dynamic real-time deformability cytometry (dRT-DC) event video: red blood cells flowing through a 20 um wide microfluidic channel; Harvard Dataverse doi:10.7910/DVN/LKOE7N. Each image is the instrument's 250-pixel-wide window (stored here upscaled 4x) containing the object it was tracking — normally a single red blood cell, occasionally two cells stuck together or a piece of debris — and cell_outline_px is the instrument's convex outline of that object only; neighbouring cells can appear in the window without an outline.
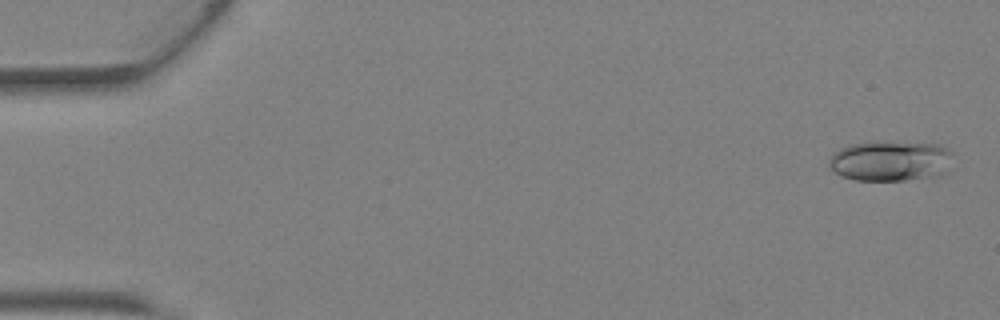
{"species": "Egyptian fruit bat (a non-hibernating species)", "species_latin": "Rousettus aegyptiacus", "temperature_condition": "warm", "stored_images_in_passage": 43, "camera_frame_rate_fps": 3000, "um_per_image_px": 0.085, "animal": {"sex": "female"}, "frame": {"image": 1, "passage_image": 2, "time_ms": 0.333, "image_size_px": [1000, 320], "cell_outline_px": [[952, 152], [948, 172], [940, 176], [904, 180], [856, 180], [840, 176], [828, 168], [828, 164], [832, 156], [840, 148], [852, 144], [940, 144]], "centroid_in_image_um": [75.71, 13.73], "position_along_channel_um": 9.3, "area_um2": 28.5}}
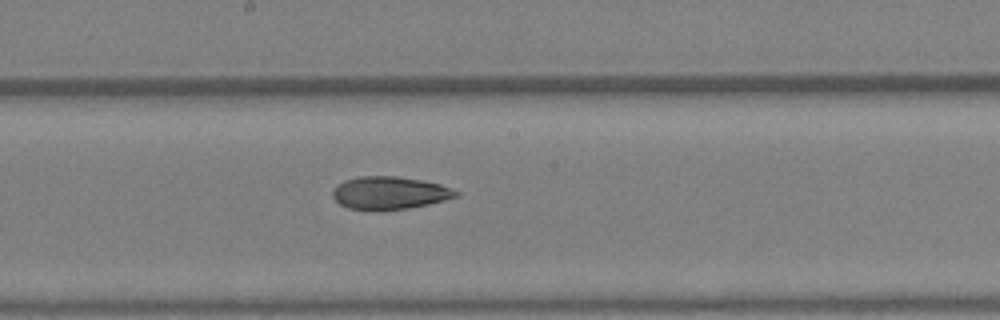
{"frame": {"image": 2, "passage_image": 24, "time_ms": 7.667, "image_size_px": [1000, 320], "cell_outline_px": [[460, 196], [428, 204], [408, 208], [348, 208], [340, 204], [332, 196], [332, 192], [344, 180], [360, 176], [396, 176], [420, 180], [440, 184], [460, 192]], "centroid_in_image_um": [33.15, 16.37], "position_along_channel_um": 215.0, "area_um2": 22.83}}
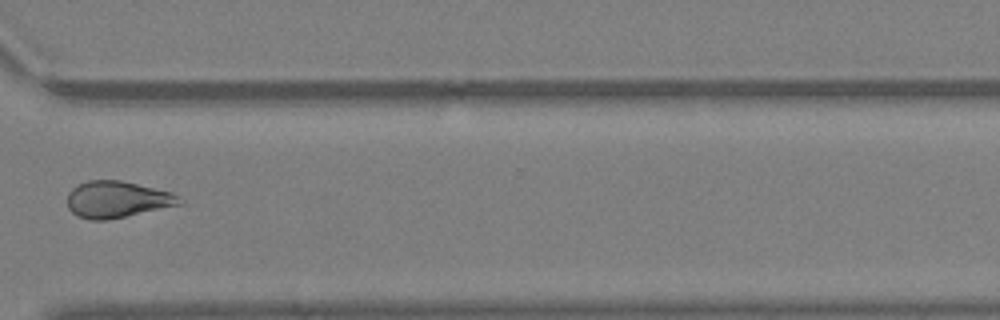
{"frame": {"image": 3, "passage_image": 33, "time_ms": 10.667, "image_size_px": [1000, 320], "cell_outline_px": [[184, 204], [108, 220], [88, 220], [76, 216], [68, 208], [68, 192], [76, 184], [88, 180], [120, 180], [172, 192], [180, 196]], "centroid_in_image_um": [9.96, 16.96], "position_along_channel_um": 360.6, "area_um2": 24.22}, "authors_computed_cell_mechanics": {"area_um2": 24.6228, "velocity_mm_per_s": 4.8568, "shape_relaxation_time_tau1_ms": null, "shape_relaxation_time_tau2_ms": 3.389, "deformation_change_tau1": null, "deformation_change_tau2": 0.1204}}